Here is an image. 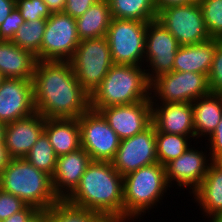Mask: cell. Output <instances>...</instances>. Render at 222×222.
<instances>
[{
  "instance_id": "cell-16",
  "label": "cell",
  "mask_w": 222,
  "mask_h": 222,
  "mask_svg": "<svg viewBox=\"0 0 222 222\" xmlns=\"http://www.w3.org/2000/svg\"><path fill=\"white\" fill-rule=\"evenodd\" d=\"M120 140L130 138L152 124L151 100L129 105L104 107L98 110Z\"/></svg>"
},
{
  "instance_id": "cell-3",
  "label": "cell",
  "mask_w": 222,
  "mask_h": 222,
  "mask_svg": "<svg viewBox=\"0 0 222 222\" xmlns=\"http://www.w3.org/2000/svg\"><path fill=\"white\" fill-rule=\"evenodd\" d=\"M151 82L144 66L113 64L90 95V109L129 105L150 99Z\"/></svg>"
},
{
  "instance_id": "cell-30",
  "label": "cell",
  "mask_w": 222,
  "mask_h": 222,
  "mask_svg": "<svg viewBox=\"0 0 222 222\" xmlns=\"http://www.w3.org/2000/svg\"><path fill=\"white\" fill-rule=\"evenodd\" d=\"M57 157L47 135L43 132L24 159L36 169L52 177L55 171Z\"/></svg>"
},
{
  "instance_id": "cell-34",
  "label": "cell",
  "mask_w": 222,
  "mask_h": 222,
  "mask_svg": "<svg viewBox=\"0 0 222 222\" xmlns=\"http://www.w3.org/2000/svg\"><path fill=\"white\" fill-rule=\"evenodd\" d=\"M26 204L11 193L0 188V222L22 210Z\"/></svg>"
},
{
  "instance_id": "cell-17",
  "label": "cell",
  "mask_w": 222,
  "mask_h": 222,
  "mask_svg": "<svg viewBox=\"0 0 222 222\" xmlns=\"http://www.w3.org/2000/svg\"><path fill=\"white\" fill-rule=\"evenodd\" d=\"M45 117L38 112L5 125L4 145L11 159L24 158L44 132Z\"/></svg>"
},
{
  "instance_id": "cell-2",
  "label": "cell",
  "mask_w": 222,
  "mask_h": 222,
  "mask_svg": "<svg viewBox=\"0 0 222 222\" xmlns=\"http://www.w3.org/2000/svg\"><path fill=\"white\" fill-rule=\"evenodd\" d=\"M69 204L97 212L106 220L124 222L123 176L109 161H91Z\"/></svg>"
},
{
  "instance_id": "cell-26",
  "label": "cell",
  "mask_w": 222,
  "mask_h": 222,
  "mask_svg": "<svg viewBox=\"0 0 222 222\" xmlns=\"http://www.w3.org/2000/svg\"><path fill=\"white\" fill-rule=\"evenodd\" d=\"M112 18L152 22L157 20L153 0H108Z\"/></svg>"
},
{
  "instance_id": "cell-15",
  "label": "cell",
  "mask_w": 222,
  "mask_h": 222,
  "mask_svg": "<svg viewBox=\"0 0 222 222\" xmlns=\"http://www.w3.org/2000/svg\"><path fill=\"white\" fill-rule=\"evenodd\" d=\"M35 112L32 79L5 78L0 86V123L6 125Z\"/></svg>"
},
{
  "instance_id": "cell-13",
  "label": "cell",
  "mask_w": 222,
  "mask_h": 222,
  "mask_svg": "<svg viewBox=\"0 0 222 222\" xmlns=\"http://www.w3.org/2000/svg\"><path fill=\"white\" fill-rule=\"evenodd\" d=\"M114 168L124 177L141 167L158 162L156 153V129L151 124L144 131L120 140L114 159Z\"/></svg>"
},
{
  "instance_id": "cell-41",
  "label": "cell",
  "mask_w": 222,
  "mask_h": 222,
  "mask_svg": "<svg viewBox=\"0 0 222 222\" xmlns=\"http://www.w3.org/2000/svg\"><path fill=\"white\" fill-rule=\"evenodd\" d=\"M44 2L51 14L64 12L66 0H44Z\"/></svg>"
},
{
  "instance_id": "cell-35",
  "label": "cell",
  "mask_w": 222,
  "mask_h": 222,
  "mask_svg": "<svg viewBox=\"0 0 222 222\" xmlns=\"http://www.w3.org/2000/svg\"><path fill=\"white\" fill-rule=\"evenodd\" d=\"M24 22L20 11L15 7L11 14L0 25V40H12L15 33Z\"/></svg>"
},
{
  "instance_id": "cell-40",
  "label": "cell",
  "mask_w": 222,
  "mask_h": 222,
  "mask_svg": "<svg viewBox=\"0 0 222 222\" xmlns=\"http://www.w3.org/2000/svg\"><path fill=\"white\" fill-rule=\"evenodd\" d=\"M16 7V0H0V25Z\"/></svg>"
},
{
  "instance_id": "cell-29",
  "label": "cell",
  "mask_w": 222,
  "mask_h": 222,
  "mask_svg": "<svg viewBox=\"0 0 222 222\" xmlns=\"http://www.w3.org/2000/svg\"><path fill=\"white\" fill-rule=\"evenodd\" d=\"M47 19L24 22L12 38V42L37 57L40 61V48Z\"/></svg>"
},
{
  "instance_id": "cell-8",
  "label": "cell",
  "mask_w": 222,
  "mask_h": 222,
  "mask_svg": "<svg viewBox=\"0 0 222 222\" xmlns=\"http://www.w3.org/2000/svg\"><path fill=\"white\" fill-rule=\"evenodd\" d=\"M210 93L208 77L195 72L171 71L151 81V103H192Z\"/></svg>"
},
{
  "instance_id": "cell-19",
  "label": "cell",
  "mask_w": 222,
  "mask_h": 222,
  "mask_svg": "<svg viewBox=\"0 0 222 222\" xmlns=\"http://www.w3.org/2000/svg\"><path fill=\"white\" fill-rule=\"evenodd\" d=\"M156 132L195 136L192 103H151Z\"/></svg>"
},
{
  "instance_id": "cell-28",
  "label": "cell",
  "mask_w": 222,
  "mask_h": 222,
  "mask_svg": "<svg viewBox=\"0 0 222 222\" xmlns=\"http://www.w3.org/2000/svg\"><path fill=\"white\" fill-rule=\"evenodd\" d=\"M97 212L76 207L59 200L48 209V222H106Z\"/></svg>"
},
{
  "instance_id": "cell-44",
  "label": "cell",
  "mask_w": 222,
  "mask_h": 222,
  "mask_svg": "<svg viewBox=\"0 0 222 222\" xmlns=\"http://www.w3.org/2000/svg\"><path fill=\"white\" fill-rule=\"evenodd\" d=\"M5 137V124L0 123V142H4Z\"/></svg>"
},
{
  "instance_id": "cell-32",
  "label": "cell",
  "mask_w": 222,
  "mask_h": 222,
  "mask_svg": "<svg viewBox=\"0 0 222 222\" xmlns=\"http://www.w3.org/2000/svg\"><path fill=\"white\" fill-rule=\"evenodd\" d=\"M16 8L25 22L48 19L51 16L44 0H16Z\"/></svg>"
},
{
  "instance_id": "cell-5",
  "label": "cell",
  "mask_w": 222,
  "mask_h": 222,
  "mask_svg": "<svg viewBox=\"0 0 222 222\" xmlns=\"http://www.w3.org/2000/svg\"><path fill=\"white\" fill-rule=\"evenodd\" d=\"M0 188L39 211L48 210L59 201L51 176L36 169L24 158L10 159L0 173Z\"/></svg>"
},
{
  "instance_id": "cell-12",
  "label": "cell",
  "mask_w": 222,
  "mask_h": 222,
  "mask_svg": "<svg viewBox=\"0 0 222 222\" xmlns=\"http://www.w3.org/2000/svg\"><path fill=\"white\" fill-rule=\"evenodd\" d=\"M179 46L176 38L159 21L148 22L144 68L150 82L159 75L173 71Z\"/></svg>"
},
{
  "instance_id": "cell-39",
  "label": "cell",
  "mask_w": 222,
  "mask_h": 222,
  "mask_svg": "<svg viewBox=\"0 0 222 222\" xmlns=\"http://www.w3.org/2000/svg\"><path fill=\"white\" fill-rule=\"evenodd\" d=\"M196 2H198V0H153L157 14L165 8L185 6Z\"/></svg>"
},
{
  "instance_id": "cell-31",
  "label": "cell",
  "mask_w": 222,
  "mask_h": 222,
  "mask_svg": "<svg viewBox=\"0 0 222 222\" xmlns=\"http://www.w3.org/2000/svg\"><path fill=\"white\" fill-rule=\"evenodd\" d=\"M208 34L222 40V0H198Z\"/></svg>"
},
{
  "instance_id": "cell-36",
  "label": "cell",
  "mask_w": 222,
  "mask_h": 222,
  "mask_svg": "<svg viewBox=\"0 0 222 222\" xmlns=\"http://www.w3.org/2000/svg\"><path fill=\"white\" fill-rule=\"evenodd\" d=\"M206 149H209V155L212 161L222 160V118L215 128L214 132L207 139ZM209 145V146H208ZM209 147V148H208Z\"/></svg>"
},
{
  "instance_id": "cell-46",
  "label": "cell",
  "mask_w": 222,
  "mask_h": 222,
  "mask_svg": "<svg viewBox=\"0 0 222 222\" xmlns=\"http://www.w3.org/2000/svg\"><path fill=\"white\" fill-rule=\"evenodd\" d=\"M4 79H5L4 76L0 73V86H1V83Z\"/></svg>"
},
{
  "instance_id": "cell-27",
  "label": "cell",
  "mask_w": 222,
  "mask_h": 222,
  "mask_svg": "<svg viewBox=\"0 0 222 222\" xmlns=\"http://www.w3.org/2000/svg\"><path fill=\"white\" fill-rule=\"evenodd\" d=\"M197 143L195 136H184L164 132H156V153L160 164L165 166L168 162L181 156L189 146L192 140Z\"/></svg>"
},
{
  "instance_id": "cell-18",
  "label": "cell",
  "mask_w": 222,
  "mask_h": 222,
  "mask_svg": "<svg viewBox=\"0 0 222 222\" xmlns=\"http://www.w3.org/2000/svg\"><path fill=\"white\" fill-rule=\"evenodd\" d=\"M91 161L90 155L82 147L57 157L51 180L59 200H65L76 189Z\"/></svg>"
},
{
  "instance_id": "cell-43",
  "label": "cell",
  "mask_w": 222,
  "mask_h": 222,
  "mask_svg": "<svg viewBox=\"0 0 222 222\" xmlns=\"http://www.w3.org/2000/svg\"><path fill=\"white\" fill-rule=\"evenodd\" d=\"M28 222H48V210L38 211Z\"/></svg>"
},
{
  "instance_id": "cell-10",
  "label": "cell",
  "mask_w": 222,
  "mask_h": 222,
  "mask_svg": "<svg viewBox=\"0 0 222 222\" xmlns=\"http://www.w3.org/2000/svg\"><path fill=\"white\" fill-rule=\"evenodd\" d=\"M80 41L76 19L64 12L52 13L46 22L40 61H69Z\"/></svg>"
},
{
  "instance_id": "cell-9",
  "label": "cell",
  "mask_w": 222,
  "mask_h": 222,
  "mask_svg": "<svg viewBox=\"0 0 222 222\" xmlns=\"http://www.w3.org/2000/svg\"><path fill=\"white\" fill-rule=\"evenodd\" d=\"M159 21L180 46L194 45L211 39L199 2L165 8L157 14Z\"/></svg>"
},
{
  "instance_id": "cell-23",
  "label": "cell",
  "mask_w": 222,
  "mask_h": 222,
  "mask_svg": "<svg viewBox=\"0 0 222 222\" xmlns=\"http://www.w3.org/2000/svg\"><path fill=\"white\" fill-rule=\"evenodd\" d=\"M44 133L57 156L81 148L78 119L45 118Z\"/></svg>"
},
{
  "instance_id": "cell-24",
  "label": "cell",
  "mask_w": 222,
  "mask_h": 222,
  "mask_svg": "<svg viewBox=\"0 0 222 222\" xmlns=\"http://www.w3.org/2000/svg\"><path fill=\"white\" fill-rule=\"evenodd\" d=\"M195 139L208 138L222 118V94L209 93L192 102Z\"/></svg>"
},
{
  "instance_id": "cell-42",
  "label": "cell",
  "mask_w": 222,
  "mask_h": 222,
  "mask_svg": "<svg viewBox=\"0 0 222 222\" xmlns=\"http://www.w3.org/2000/svg\"><path fill=\"white\" fill-rule=\"evenodd\" d=\"M10 159L11 158L5 148L4 142H0V173L9 163Z\"/></svg>"
},
{
  "instance_id": "cell-25",
  "label": "cell",
  "mask_w": 222,
  "mask_h": 222,
  "mask_svg": "<svg viewBox=\"0 0 222 222\" xmlns=\"http://www.w3.org/2000/svg\"><path fill=\"white\" fill-rule=\"evenodd\" d=\"M111 20L108 0L97 1L82 16L76 18L80 40L106 36Z\"/></svg>"
},
{
  "instance_id": "cell-33",
  "label": "cell",
  "mask_w": 222,
  "mask_h": 222,
  "mask_svg": "<svg viewBox=\"0 0 222 222\" xmlns=\"http://www.w3.org/2000/svg\"><path fill=\"white\" fill-rule=\"evenodd\" d=\"M208 84L211 93L222 94V41L215 49Z\"/></svg>"
},
{
  "instance_id": "cell-6",
  "label": "cell",
  "mask_w": 222,
  "mask_h": 222,
  "mask_svg": "<svg viewBox=\"0 0 222 222\" xmlns=\"http://www.w3.org/2000/svg\"><path fill=\"white\" fill-rule=\"evenodd\" d=\"M69 61L79 84L89 95L114 64L106 36L80 41Z\"/></svg>"
},
{
  "instance_id": "cell-1",
  "label": "cell",
  "mask_w": 222,
  "mask_h": 222,
  "mask_svg": "<svg viewBox=\"0 0 222 222\" xmlns=\"http://www.w3.org/2000/svg\"><path fill=\"white\" fill-rule=\"evenodd\" d=\"M32 81L36 112L45 118L78 119L90 109L70 61H38Z\"/></svg>"
},
{
  "instance_id": "cell-14",
  "label": "cell",
  "mask_w": 222,
  "mask_h": 222,
  "mask_svg": "<svg viewBox=\"0 0 222 222\" xmlns=\"http://www.w3.org/2000/svg\"><path fill=\"white\" fill-rule=\"evenodd\" d=\"M199 148L200 146L196 149L189 146L181 156L165 165L166 180L170 188L173 187L172 184H176L175 189H192L189 191L192 196L191 194L200 186L212 160L208 150Z\"/></svg>"
},
{
  "instance_id": "cell-38",
  "label": "cell",
  "mask_w": 222,
  "mask_h": 222,
  "mask_svg": "<svg viewBox=\"0 0 222 222\" xmlns=\"http://www.w3.org/2000/svg\"><path fill=\"white\" fill-rule=\"evenodd\" d=\"M38 211L35 207L26 205L22 210L1 222H28Z\"/></svg>"
},
{
  "instance_id": "cell-37",
  "label": "cell",
  "mask_w": 222,
  "mask_h": 222,
  "mask_svg": "<svg viewBox=\"0 0 222 222\" xmlns=\"http://www.w3.org/2000/svg\"><path fill=\"white\" fill-rule=\"evenodd\" d=\"M97 1L99 0H66L64 13L76 19L82 16Z\"/></svg>"
},
{
  "instance_id": "cell-7",
  "label": "cell",
  "mask_w": 222,
  "mask_h": 222,
  "mask_svg": "<svg viewBox=\"0 0 222 222\" xmlns=\"http://www.w3.org/2000/svg\"><path fill=\"white\" fill-rule=\"evenodd\" d=\"M148 22L112 18L106 38L114 64L144 66Z\"/></svg>"
},
{
  "instance_id": "cell-45",
  "label": "cell",
  "mask_w": 222,
  "mask_h": 222,
  "mask_svg": "<svg viewBox=\"0 0 222 222\" xmlns=\"http://www.w3.org/2000/svg\"><path fill=\"white\" fill-rule=\"evenodd\" d=\"M209 221H210V222H222L221 219H209ZM209 221H208V222H209Z\"/></svg>"
},
{
  "instance_id": "cell-22",
  "label": "cell",
  "mask_w": 222,
  "mask_h": 222,
  "mask_svg": "<svg viewBox=\"0 0 222 222\" xmlns=\"http://www.w3.org/2000/svg\"><path fill=\"white\" fill-rule=\"evenodd\" d=\"M38 60L11 40H0V73L4 78L32 79Z\"/></svg>"
},
{
  "instance_id": "cell-4",
  "label": "cell",
  "mask_w": 222,
  "mask_h": 222,
  "mask_svg": "<svg viewBox=\"0 0 222 222\" xmlns=\"http://www.w3.org/2000/svg\"><path fill=\"white\" fill-rule=\"evenodd\" d=\"M165 166L159 162L141 167L123 177L124 222L139 221L157 208L168 193ZM131 220V221H130Z\"/></svg>"
},
{
  "instance_id": "cell-11",
  "label": "cell",
  "mask_w": 222,
  "mask_h": 222,
  "mask_svg": "<svg viewBox=\"0 0 222 222\" xmlns=\"http://www.w3.org/2000/svg\"><path fill=\"white\" fill-rule=\"evenodd\" d=\"M81 147L90 155L92 161L111 162L118 150L120 139L108 125L104 117L89 109L78 118Z\"/></svg>"
},
{
  "instance_id": "cell-21",
  "label": "cell",
  "mask_w": 222,
  "mask_h": 222,
  "mask_svg": "<svg viewBox=\"0 0 222 222\" xmlns=\"http://www.w3.org/2000/svg\"><path fill=\"white\" fill-rule=\"evenodd\" d=\"M220 39L207 41L188 46H179L175 54L173 71L195 72L208 77Z\"/></svg>"
},
{
  "instance_id": "cell-20",
  "label": "cell",
  "mask_w": 222,
  "mask_h": 222,
  "mask_svg": "<svg viewBox=\"0 0 222 222\" xmlns=\"http://www.w3.org/2000/svg\"><path fill=\"white\" fill-rule=\"evenodd\" d=\"M203 217L222 220V162L212 161L200 186L192 193Z\"/></svg>"
}]
</instances>
